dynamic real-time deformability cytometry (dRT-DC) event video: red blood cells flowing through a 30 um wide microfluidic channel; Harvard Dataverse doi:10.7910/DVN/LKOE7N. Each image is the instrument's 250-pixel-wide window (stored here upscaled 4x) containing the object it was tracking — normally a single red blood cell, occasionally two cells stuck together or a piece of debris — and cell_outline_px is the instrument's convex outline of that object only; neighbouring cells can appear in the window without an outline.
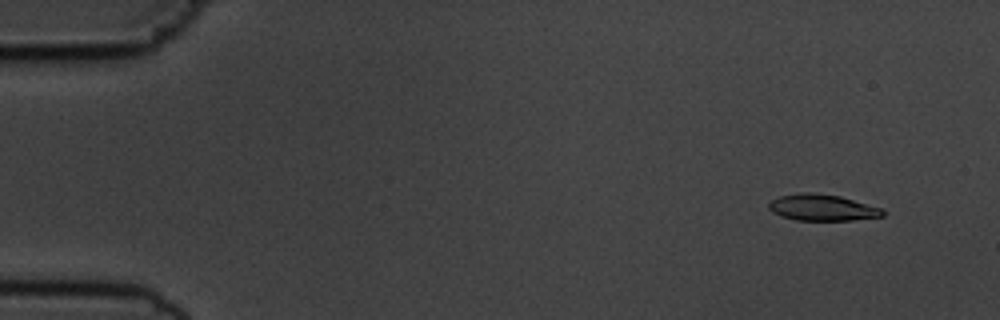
{"species": "common noctule bat (a hibernating species)", "species_latin": "Nyctalus noctula", "temperature_condition": "cold", "stored_images_in_passage": 6, "camera_frame_rate_fps": 3000, "um_per_image_px": 0.085, "animal": {"sex": "male", "body_mass_g": 19.5, "forearm_length_mm": 54.6}, "frame": {"image": 1, "passage_image": 2, "time_ms": 1.333, "image_size_px": [1000, 320], "cell_outline_px": [[884, 216], [852, 220], [796, 220], [780, 216], [772, 212], [768, 208], [768, 204], [772, 200], [780, 196], [800, 192], [808, 192], [840, 196], [884, 208]], "centroid_in_image_um": [69.9, 17.64], "position_along_channel_um": 15.1, "area_um2": 17.57}}
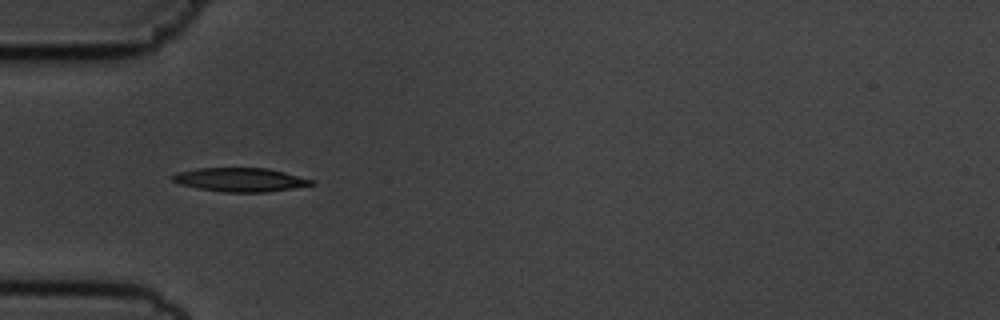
{"frame": {"image": 2, "passage_image": 5, "time_ms": 5.667, "image_size_px": [1000, 320], "cell_outline_px": [[316, 184], [268, 192], [224, 192], [196, 188], [180, 184], [172, 180], [172, 176], [176, 172], [196, 168], [268, 168], [316, 180]], "centroid_in_image_um": [20.43, 15.27], "position_along_channel_um": 64.6, "area_um2": 19.36}}
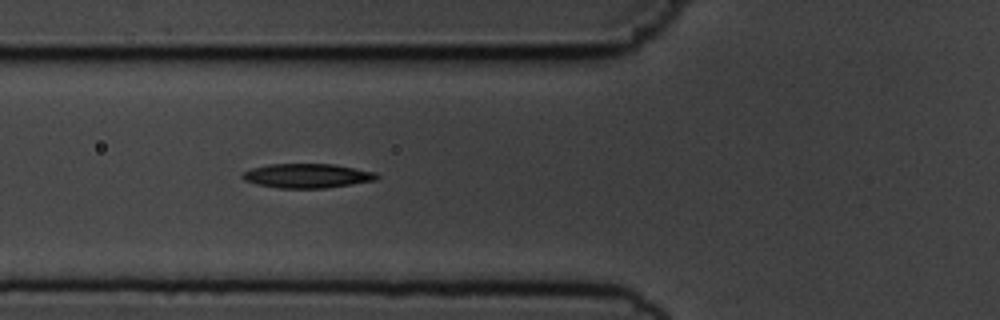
{"frame": {"image": 3, "passage_image": 6, "time_ms": 6.667, "image_size_px": [1000, 320], "cell_outline_px": [[380, 176], [376, 180], [324, 188], [276, 188], [256, 184], [244, 180], [240, 176], [244, 172], [252, 168], [268, 164], [332, 164], [376, 172]], "centroid_in_image_um": [26.08, 14.94], "position_along_channel_um": 99.7, "area_um2": 18.96}}